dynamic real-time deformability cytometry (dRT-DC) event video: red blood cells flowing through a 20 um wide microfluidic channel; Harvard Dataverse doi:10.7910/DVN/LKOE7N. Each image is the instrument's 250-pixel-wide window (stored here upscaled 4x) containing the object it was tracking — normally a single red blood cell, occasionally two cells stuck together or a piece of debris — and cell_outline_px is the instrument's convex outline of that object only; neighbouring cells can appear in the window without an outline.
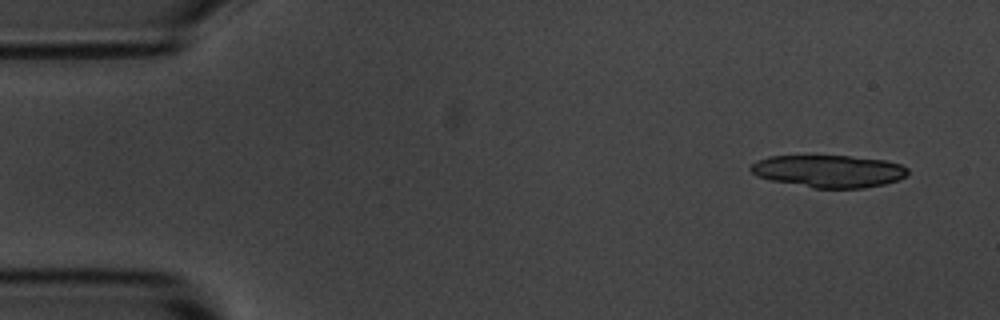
{"species": "common noctule bat (a hibernating species)", "species_latin": "Nyctalus noctula", "temperature_condition": "room temperature", "stored_images_in_passage": 6, "camera_frame_rate_fps": 3000, "um_per_image_px": 0.085, "animal": {"sex": "male", "body_mass_g": 20.1, "forearm_length_mm": 53.5}, "frame": {"image": 1, "passage_image": 1, "time_ms": 0.0, "image_size_px": [1000, 320], "cell_outline_px": [[908, 176], [884, 184], [864, 188], [812, 188], [768, 180], [756, 176], [748, 168], [756, 160], [768, 156], [848, 156], [884, 160], [900, 164], [908, 168]], "centroid_in_image_um": [70.41, 14.55], "position_along_channel_um": 14.6, "area_um2": 29.82}}
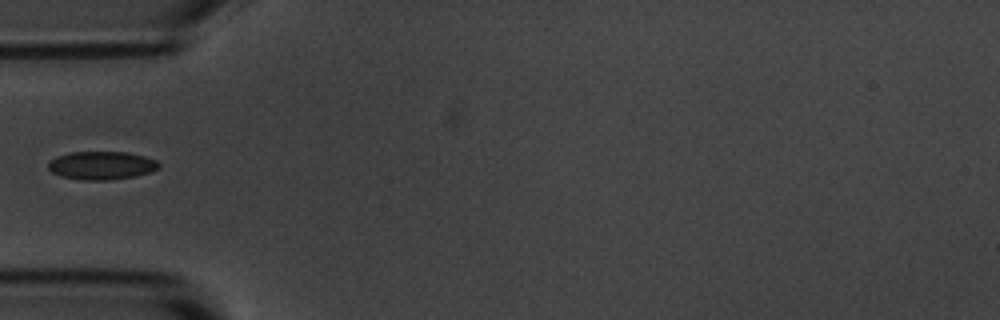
{"frame": {"image": 2, "passage_image": 5, "time_ms": 4.667, "image_size_px": [1000, 320], "cell_outline_px": [[160, 164], [152, 172], [136, 176], [108, 180], [80, 180], [60, 176], [52, 172], [48, 168], [48, 160], [56, 156], [68, 152], [128, 152], [144, 156], [156, 160]], "centroid_in_image_um": [8.6, 14.06], "position_along_channel_um": 76.4, "area_um2": 18.38}}